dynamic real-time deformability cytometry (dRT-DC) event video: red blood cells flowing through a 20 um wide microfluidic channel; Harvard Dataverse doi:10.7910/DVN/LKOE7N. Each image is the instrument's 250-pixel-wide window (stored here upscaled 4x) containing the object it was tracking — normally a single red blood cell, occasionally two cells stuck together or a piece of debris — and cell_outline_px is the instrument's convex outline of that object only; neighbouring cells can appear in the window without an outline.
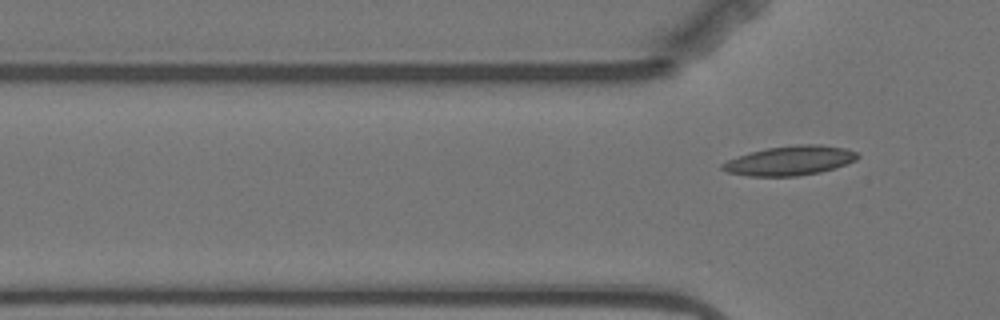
{"species": "Egyptian fruit bat (a non-hibernating species)", "species_latin": "Rousettus aegyptiacus", "temperature_condition": "warm", "stored_images_in_passage": 5, "camera_frame_rate_fps": 3000, "um_per_image_px": 0.085, "animal": {"sex": "female"}, "frame": {"image": 1, "passage_image": 5, "time_ms": 4.667, "image_size_px": [1000, 320], "cell_outline_px": [[860, 156], [856, 160], [836, 168], [820, 172], [796, 176], [748, 176], [728, 172], [720, 168], [720, 164], [728, 160], [752, 152], [768, 148], [796, 144], [820, 144], [848, 148], [856, 152]], "centroid_in_image_um": [67.19, 13.65], "position_along_channel_um": 58.6, "area_um2": 23.18}}